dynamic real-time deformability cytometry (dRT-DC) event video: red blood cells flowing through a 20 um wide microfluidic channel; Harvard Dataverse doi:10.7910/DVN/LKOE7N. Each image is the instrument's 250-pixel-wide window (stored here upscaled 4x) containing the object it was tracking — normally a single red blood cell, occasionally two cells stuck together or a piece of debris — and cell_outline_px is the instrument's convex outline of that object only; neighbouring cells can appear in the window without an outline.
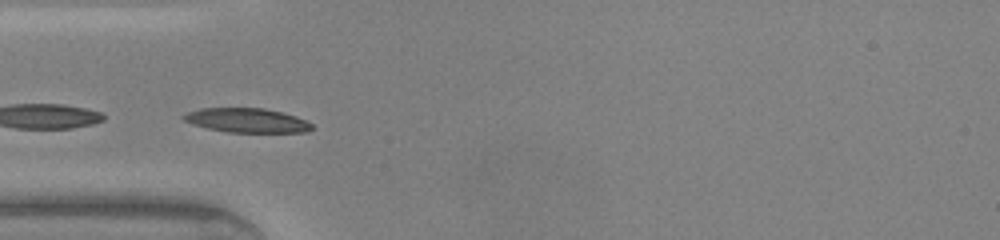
{"species": "common noctule bat (a hibernating species)", "species_latin": "Nyctalus noctula", "temperature_condition": "warm", "stored_images_in_passage": 31, "camera_frame_rate_fps": 3000, "um_per_image_px": 0.085, "animal": {"sex": "male", "body_mass_g": 20.0, "forearm_length_mm": 53.3}, "frame": {"image": 1, "passage_image": 9, "time_ms": 2.667, "image_size_px": [1000, 240], "cell_outline_px": [[312, 128], [308, 132], [228, 132], [208, 128], [184, 120], [180, 116], [188, 112], [200, 108], [264, 108], [296, 116], [312, 124]], "centroid_in_image_um": [20.99, 10.22], "position_along_channel_um": 64.0, "area_um2": 17.92}}
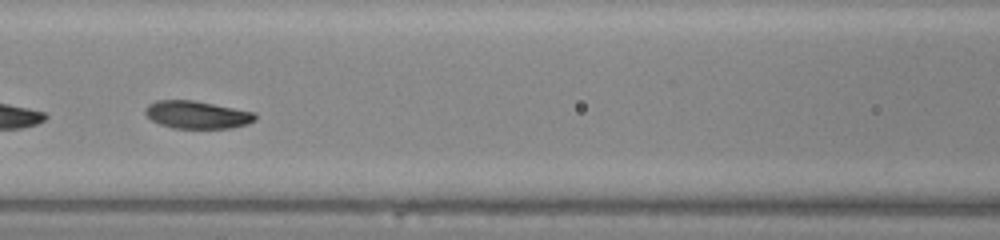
{"frame": {"image": 2, "passage_image": 15, "time_ms": 4.667, "image_size_px": [1000, 240], "cell_outline_px": [[256, 120], [248, 124], [232, 128], [172, 128], [160, 124], [152, 120], [144, 112], [144, 108], [148, 104], [156, 100], [192, 100], [256, 112]], "centroid_in_image_um": [16.76, 9.75], "position_along_channel_um": 149.8, "area_um2": 17.8}}
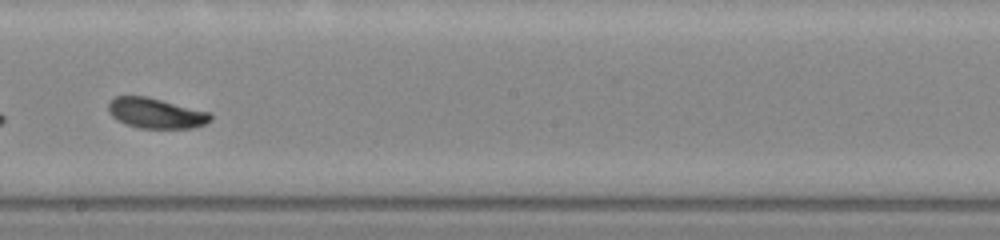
{"frame": {"image": 3, "passage_image": 21, "time_ms": 6.667, "image_size_px": [1000, 240], "cell_outline_px": [[212, 120], [204, 124], [192, 128], [140, 128], [116, 120], [108, 112], [108, 104], [116, 96], [144, 96], [208, 112], [212, 116]], "centroid_in_image_um": [13.22, 9.63], "position_along_channel_um": 235.0, "area_um2": 17.69}, "authors_computed_cell_mechanics": {"area_um2": 17.7446, "velocity_mm_per_s": 4.2957, "shape_relaxation_time_tau1_ms": 2.4649, "shape_relaxation_time_tau2_ms": 1.6093, "deformation_change_tau1": 0.1187, "deformation_change_tau2": 0.0615}}